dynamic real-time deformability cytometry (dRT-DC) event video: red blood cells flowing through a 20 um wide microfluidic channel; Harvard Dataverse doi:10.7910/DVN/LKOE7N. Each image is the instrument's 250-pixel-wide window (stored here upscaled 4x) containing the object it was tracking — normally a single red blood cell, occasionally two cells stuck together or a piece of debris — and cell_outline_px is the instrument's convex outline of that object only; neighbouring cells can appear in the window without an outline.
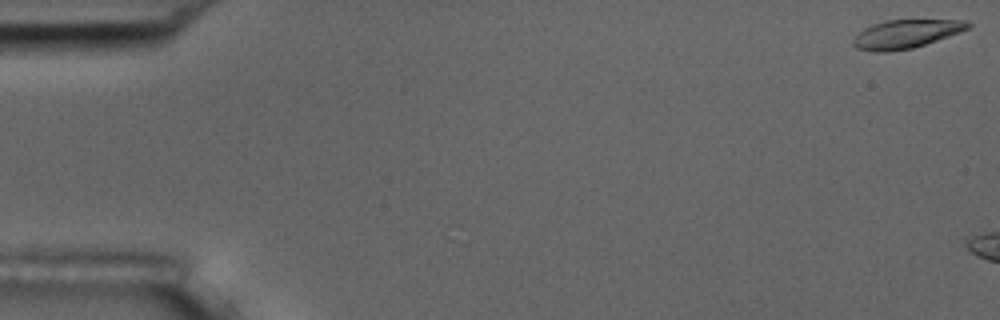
{"species": "common noctule bat (a hibernating species)", "species_latin": "Nyctalus noctula", "temperature_condition": "room temperature", "stored_images_in_passage": 6, "camera_frame_rate_fps": 3000, "um_per_image_px": 0.085, "animal": {"sex": "male", "body_mass_g": 17.5, "forearm_length_mm": 52.3}, "frame": {"image": 1, "passage_image": 1, "time_ms": 0.0, "image_size_px": [1000, 320], "cell_outline_px": [[972, 24], [968, 28], [960, 32], [912, 48], [888, 52], [872, 52], [856, 48], [852, 44], [852, 40], [864, 28], [872, 24], [884, 20], [968, 20]], "centroid_in_image_um": [76.97, 2.89], "position_along_channel_um": 8.0, "area_um2": 19.02}}